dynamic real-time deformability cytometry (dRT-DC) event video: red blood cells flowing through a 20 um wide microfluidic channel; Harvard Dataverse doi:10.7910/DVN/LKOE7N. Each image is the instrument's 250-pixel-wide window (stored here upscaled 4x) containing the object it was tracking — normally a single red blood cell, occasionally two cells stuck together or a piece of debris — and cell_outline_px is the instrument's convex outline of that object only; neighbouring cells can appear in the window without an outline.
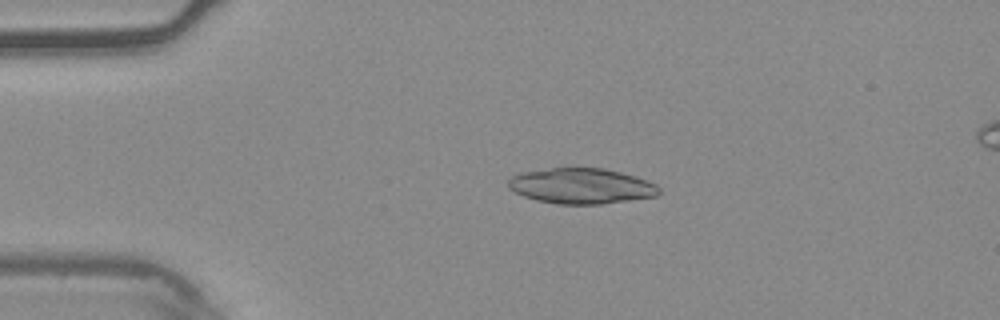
{"species": "common noctule bat (a hibernating species)", "species_latin": "Nyctalus noctula", "temperature_condition": "warm", "stored_images_in_passage": 6, "camera_frame_rate_fps": 3000, "um_per_image_px": 0.085, "animal": {"sex": "male", "body_mass_g": 20.4}, "frame": {"image": 1, "passage_image": 4, "time_ms": 1.0, "image_size_px": [1000, 320], "cell_outline_px": [[660, 192], [656, 196], [600, 204], [556, 204], [536, 200], [524, 196], [508, 188], [508, 180], [512, 176], [520, 172], [552, 168], [604, 168], [636, 176], [656, 184], [660, 188]], "centroid_in_image_um": [49.4, 15.81], "position_along_channel_um": 35.6, "area_um2": 31.15}}